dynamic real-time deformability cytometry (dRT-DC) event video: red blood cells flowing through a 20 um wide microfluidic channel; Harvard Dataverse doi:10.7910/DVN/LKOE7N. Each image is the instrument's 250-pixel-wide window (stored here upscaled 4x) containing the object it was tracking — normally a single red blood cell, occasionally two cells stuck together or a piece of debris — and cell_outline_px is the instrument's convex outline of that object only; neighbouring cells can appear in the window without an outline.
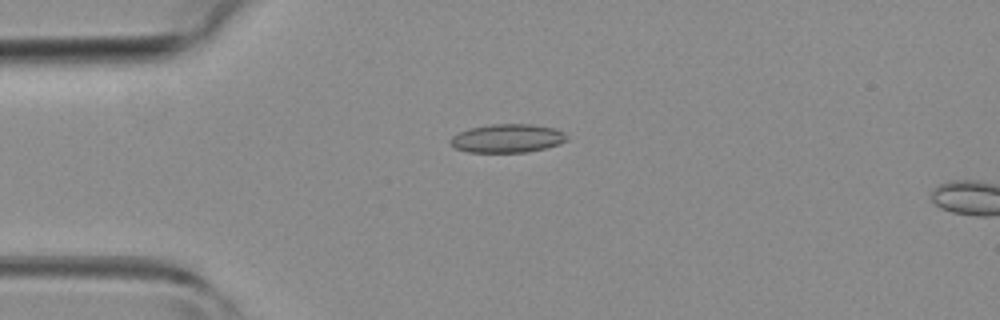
{"species": "common noctule bat (a hibernating species)", "species_latin": "Nyctalus noctula", "temperature_condition": "room temperature", "stored_images_in_passage": 2, "camera_frame_rate_fps": 3000, "um_per_image_px": 0.085, "animal": {"sex": "female", "body_mass_g": 19.3, "forearm_length_mm": 54.1}, "frame": {"image": 1, "passage_image": 1, "time_ms": 0.0, "image_size_px": [1000, 320], "cell_outline_px": [[568, 140], [560, 144], [528, 152], [468, 152], [456, 148], [448, 140], [452, 136], [468, 128], [492, 124], [532, 124], [556, 128], [564, 132], [568, 136]], "centroid_in_image_um": [43.16, 11.75], "position_along_channel_um": 41.8, "area_um2": 19.48}}